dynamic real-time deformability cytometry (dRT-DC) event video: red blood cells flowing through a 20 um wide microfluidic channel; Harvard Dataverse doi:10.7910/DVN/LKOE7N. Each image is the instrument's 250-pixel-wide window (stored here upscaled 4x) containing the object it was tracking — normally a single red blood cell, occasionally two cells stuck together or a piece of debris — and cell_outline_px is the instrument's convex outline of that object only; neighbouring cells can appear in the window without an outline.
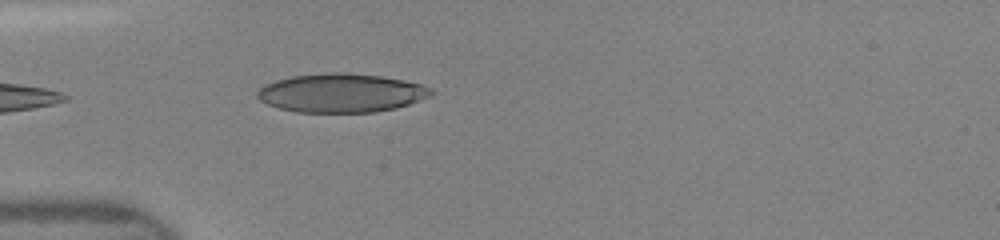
{"species": "human", "species_latin": "Homo sapiens", "temperature_condition": "room temperature", "stored_images_in_passage": 9, "camera_frame_rate_fps": 3000, "um_per_image_px": 0.085, "donor": {"sex": "female"}, "frame": {"image": 1, "passage_image": 1, "time_ms": 0.0, "image_size_px": [1000, 240], "cell_outline_px": [[436, 92], [428, 96], [408, 104], [396, 108], [376, 112], [296, 112], [280, 108], [268, 104], [260, 100], [256, 96], [256, 92], [264, 84], [276, 80], [292, 76], [328, 72], [344, 72], [380, 76], [404, 80], [420, 84], [432, 88]], "centroid_in_image_um": [28.99, 7.9], "position_along_channel_um": 56.0, "area_um2": 39.25}}
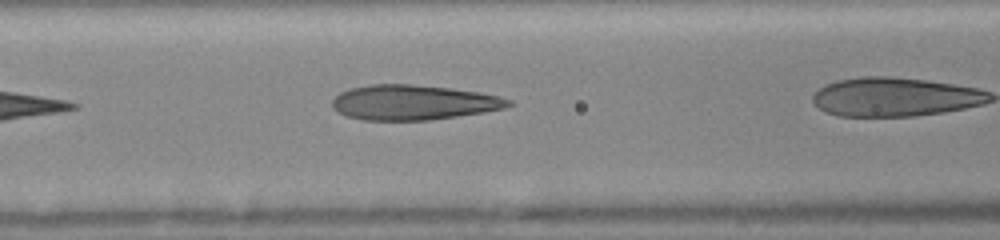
{"frame": {"image": 2, "passage_image": 4, "time_ms": 1.0, "image_size_px": [1000, 240], "cell_outline_px": [[512, 104], [504, 108], [484, 112], [428, 120], [364, 120], [348, 116], [332, 108], [332, 100], [340, 92], [348, 88], [372, 84], [412, 84], [448, 88], [480, 92], [512, 100]], "centroid_in_image_um": [35.11, 8.7], "position_along_channel_um": 131.5, "area_um2": 35.72}}